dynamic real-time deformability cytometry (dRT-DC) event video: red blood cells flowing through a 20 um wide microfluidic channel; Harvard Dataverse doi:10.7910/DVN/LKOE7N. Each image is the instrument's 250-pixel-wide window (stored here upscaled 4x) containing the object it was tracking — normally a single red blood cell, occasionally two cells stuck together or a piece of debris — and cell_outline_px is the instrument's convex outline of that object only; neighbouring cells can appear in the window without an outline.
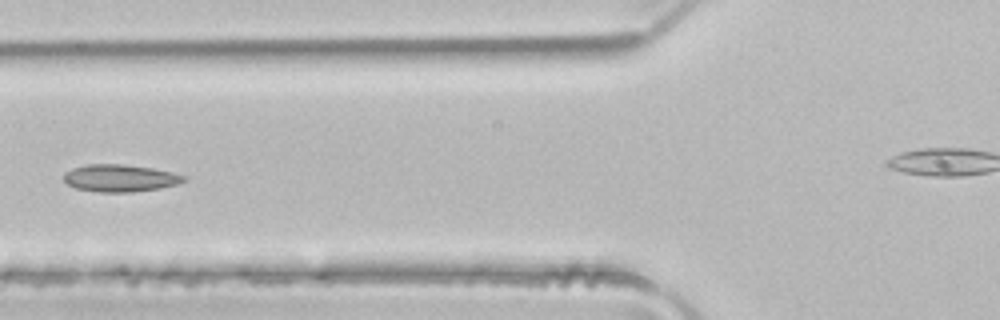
{"species": "common noctule bat (a hibernating species)", "species_latin": "Nyctalus noctula", "temperature_condition": "room temperature", "stored_images_in_passage": 6, "segment_of_instrument_passage": [1, 2], "camera_frame_rate_fps": 3000, "um_per_image_px": 0.085, "animal": {"sex": "male", "body_mass_g": 21.5, "forearm_length_mm": 52.0}, "frame": {"image": 1, "passage_image": 5, "time_ms": 1.333, "image_size_px": [1000, 320], "cell_outline_px": [[188, 180], [176, 184], [160, 188], [132, 192], [96, 192], [76, 188], [68, 184], [64, 180], [64, 172], [72, 168], [88, 164], [120, 164], [152, 168], [172, 172], [188, 176]], "centroid_in_image_um": [10.22, 15.14], "position_along_channel_um": 115.6, "area_um2": 19.13}}